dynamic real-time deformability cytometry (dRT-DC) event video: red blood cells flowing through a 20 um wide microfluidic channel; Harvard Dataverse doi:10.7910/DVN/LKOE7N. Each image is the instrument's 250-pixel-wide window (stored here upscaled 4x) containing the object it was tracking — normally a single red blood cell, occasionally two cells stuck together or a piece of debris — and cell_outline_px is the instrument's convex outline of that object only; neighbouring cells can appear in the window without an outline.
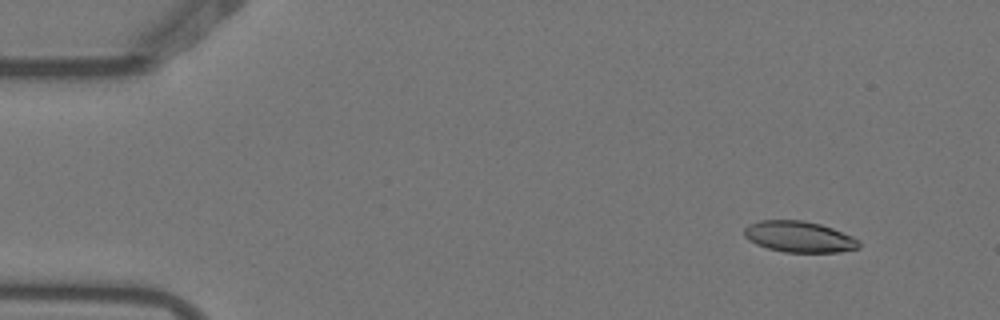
{"species": "Egyptian fruit bat (a non-hibernating species)", "species_latin": "Rousettus aegyptiacus", "temperature_condition": "warm", "stored_images_in_passage": 3, "camera_frame_rate_fps": 3000, "um_per_image_px": 0.085, "animal": {"sex": "female"}, "frame": {"image": 1, "passage_image": 1, "time_ms": 0.0, "image_size_px": [1000, 320], "cell_outline_px": [[860, 248], [840, 252], [784, 252], [768, 248], [756, 244], [748, 240], [744, 236], [744, 228], [748, 224], [760, 220], [804, 220], [820, 224], [832, 228], [852, 236], [860, 240]], "centroid_in_image_um": [67.93, 20.12], "position_along_channel_um": 17.1, "area_um2": 20.92}}
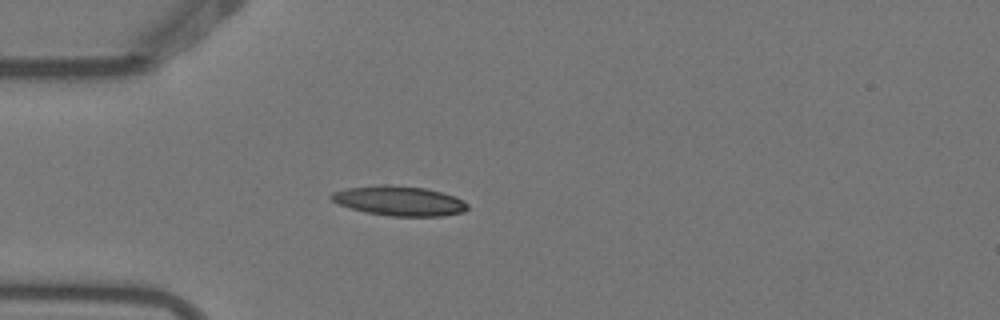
{"frame": {"image": 2, "passage_image": 3, "time_ms": 0.667, "image_size_px": [1000, 320], "cell_outline_px": [[468, 208], [464, 212], [444, 216], [392, 216], [368, 212], [352, 208], [340, 204], [332, 200], [328, 196], [332, 192], [348, 188], [380, 184], [388, 184], [428, 188], [456, 196], [464, 200], [468, 204]], "centroid_in_image_um": [33.99, 17.06], "position_along_channel_um": 51.0, "area_um2": 23.7}}